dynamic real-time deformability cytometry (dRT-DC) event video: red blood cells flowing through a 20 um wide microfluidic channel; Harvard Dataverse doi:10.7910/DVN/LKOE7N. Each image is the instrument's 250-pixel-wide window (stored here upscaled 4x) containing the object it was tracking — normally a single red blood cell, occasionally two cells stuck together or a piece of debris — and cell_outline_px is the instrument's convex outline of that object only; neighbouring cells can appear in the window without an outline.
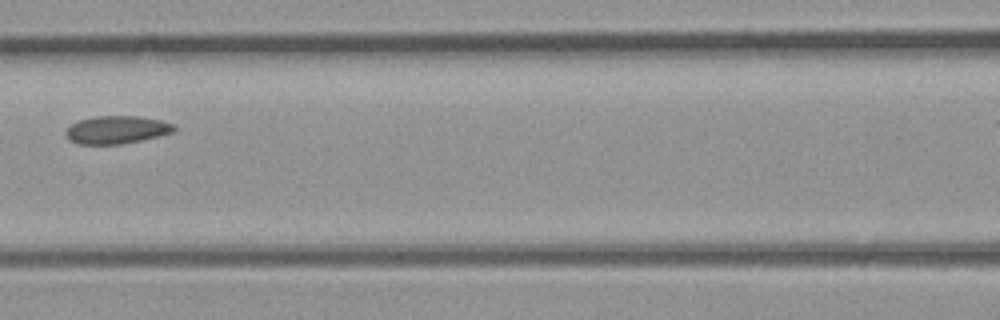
{"species": "common noctule bat (a hibernating species)", "species_latin": "Nyctalus noctula", "temperature_condition": "room temperature", "stored_images_in_passage": 6, "segment_of_instrument_passage": [1, 2], "camera_frame_rate_fps": 3000, "um_per_image_px": 0.085, "animal": {"sex": "male", "body_mass_g": 23.1, "forearm_length_mm": 52.7}, "frame": {"image": 1, "passage_image": 5, "time_ms": 1.333, "image_size_px": [1000, 320], "cell_outline_px": [[176, 132], [160, 136], [120, 144], [76, 144], [68, 140], [64, 132], [72, 124], [80, 120], [96, 116], [140, 116], [160, 120], [172, 124], [176, 128]], "centroid_in_image_um": [9.92, 11.03], "position_along_channel_um": 156.7, "area_um2": 17.63}}